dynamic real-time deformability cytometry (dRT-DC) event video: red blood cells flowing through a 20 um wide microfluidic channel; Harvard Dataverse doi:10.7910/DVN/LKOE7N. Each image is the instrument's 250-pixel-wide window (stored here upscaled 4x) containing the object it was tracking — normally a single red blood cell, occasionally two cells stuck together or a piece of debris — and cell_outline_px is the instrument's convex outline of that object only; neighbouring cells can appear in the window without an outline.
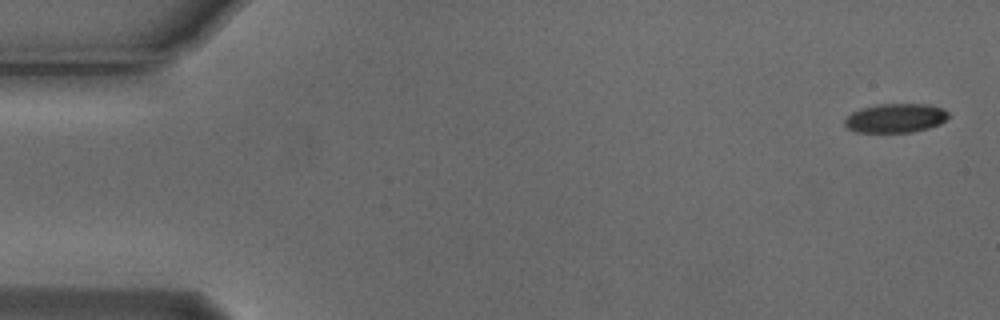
{"species": "Egyptian fruit bat (a non-hibernating species)", "species_latin": "Rousettus aegyptiacus", "temperature_condition": "cold", "stored_images_in_passage": 6, "camera_frame_rate_fps": 3000, "um_per_image_px": 0.085, "animal": {"sex": "male"}, "frame": {"image": 1, "passage_image": 1, "time_ms": 0.0, "image_size_px": [1000, 320], "cell_outline_px": [[948, 116], [940, 124], [928, 128], [912, 132], [856, 132], [848, 128], [844, 124], [844, 120], [852, 112], [860, 108], [880, 104], [928, 104], [944, 108], [948, 112]], "centroid_in_image_um": [76.12, 10.03], "position_along_channel_um": 8.9, "area_um2": 17.57}}
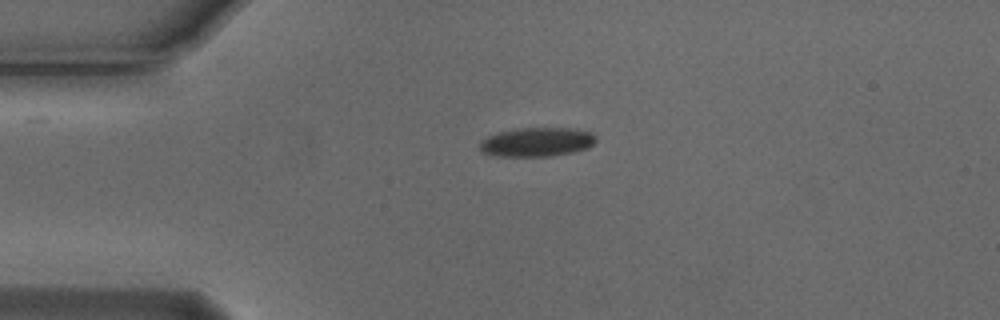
{"frame": {"image": 2, "passage_image": 4, "time_ms": 1.0, "image_size_px": [1000, 320], "cell_outline_px": [[596, 140], [588, 148], [572, 152], [552, 156], [496, 156], [484, 152], [480, 148], [480, 144], [488, 136], [496, 132], [520, 128], [576, 128], [592, 132], [596, 136]], "centroid_in_image_um": [45.68, 12.06], "position_along_channel_um": 39.3, "area_um2": 19.65}}
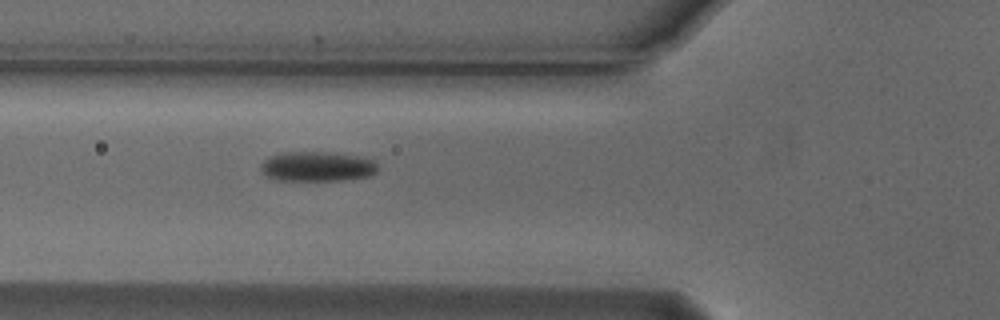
{"frame": {"image": 3, "passage_image": 6, "time_ms": 1.667, "image_size_px": [1000, 320], "cell_outline_px": [[380, 168], [376, 172], [368, 176], [340, 180], [276, 180], [268, 176], [260, 168], [260, 164], [268, 156], [284, 152], [324, 152], [356, 156], [372, 160]], "centroid_in_image_um": [26.93, 14.15], "position_along_channel_um": 98.9, "area_um2": 20.11}}